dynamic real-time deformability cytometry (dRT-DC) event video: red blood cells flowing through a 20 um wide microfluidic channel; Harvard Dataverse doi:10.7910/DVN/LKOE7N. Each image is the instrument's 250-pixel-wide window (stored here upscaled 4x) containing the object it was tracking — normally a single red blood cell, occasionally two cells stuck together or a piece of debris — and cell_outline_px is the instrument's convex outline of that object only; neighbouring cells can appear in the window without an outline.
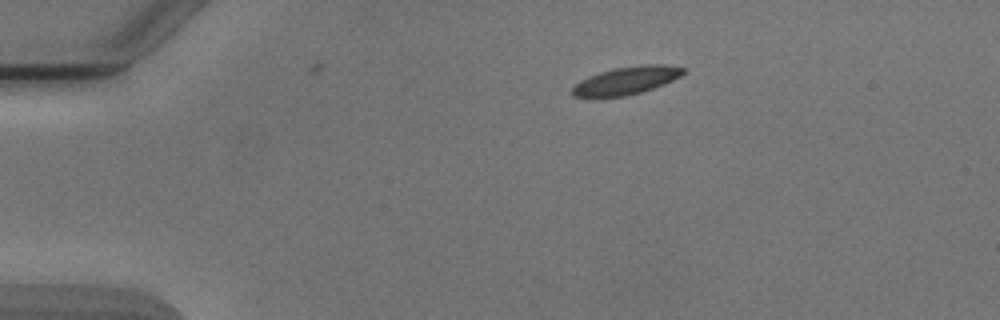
{"species": "Egyptian fruit bat (a non-hibernating species)", "species_latin": "Rousettus aegyptiacus", "temperature_condition": "cold", "stored_images_in_passage": 3, "camera_frame_rate_fps": 3000, "um_per_image_px": 0.085, "animal": {"sex": "male"}, "frame": {"image": 1, "passage_image": 1, "time_ms": 0.0, "image_size_px": [1000, 320], "cell_outline_px": [[688, 72], [664, 84], [640, 92], [624, 96], [572, 96], [572, 88], [580, 80], [588, 76], [612, 68], [644, 64], [668, 64], [688, 68]], "centroid_in_image_um": [53.32, 6.8], "position_along_channel_um": 31.7, "area_um2": 17.98}}
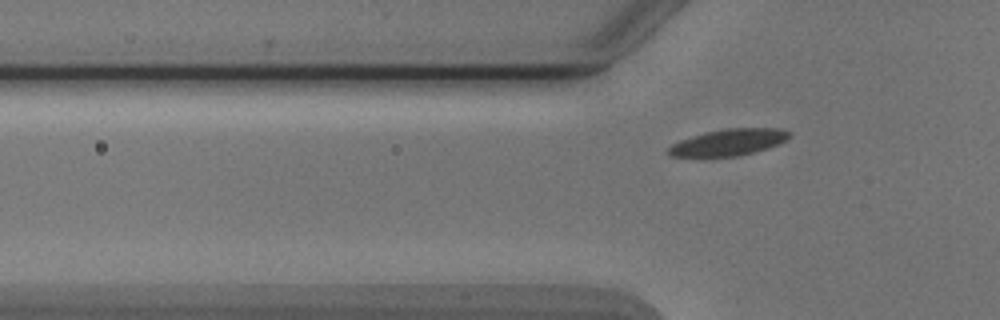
{"frame": {"image": 2, "passage_image": 3, "time_ms": 2.333, "image_size_px": [1000, 320], "cell_outline_px": [[792, 132], [784, 140], [768, 148], [736, 156], [668, 156], [664, 152], [672, 144], [680, 140], [704, 132], [728, 128], [780, 128]], "centroid_in_image_um": [61.87, 12.09], "position_along_channel_um": 63.9, "area_um2": 18.5}}